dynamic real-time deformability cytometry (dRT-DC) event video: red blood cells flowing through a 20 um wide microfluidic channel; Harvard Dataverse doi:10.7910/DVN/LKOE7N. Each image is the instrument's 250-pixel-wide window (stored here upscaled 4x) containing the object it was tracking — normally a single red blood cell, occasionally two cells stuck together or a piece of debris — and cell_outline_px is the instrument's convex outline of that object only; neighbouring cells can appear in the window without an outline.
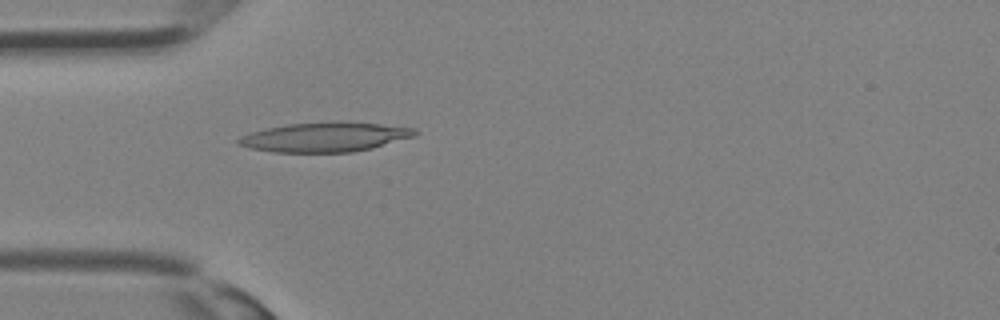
{"species": "Egyptian fruit bat (a non-hibernating species)", "species_latin": "Rousettus aegyptiacus", "temperature_condition": "room temperature", "stored_images_in_passage": 24, "camera_frame_rate_fps": 3000, "um_per_image_px": 0.085, "animal": {"sex": "female"}, "frame": {"image": 1, "passage_image": 1, "time_ms": 0.0, "image_size_px": [1000, 320], "cell_outline_px": [[420, 132], [416, 136], [372, 148], [352, 152], [272, 152], [252, 148], [236, 144], [236, 140], [240, 136], [252, 132], [268, 128], [288, 124], [380, 124], [416, 128]], "centroid_in_image_um": [27.63, 11.69], "position_along_channel_um": 57.4, "area_um2": 29.3}}
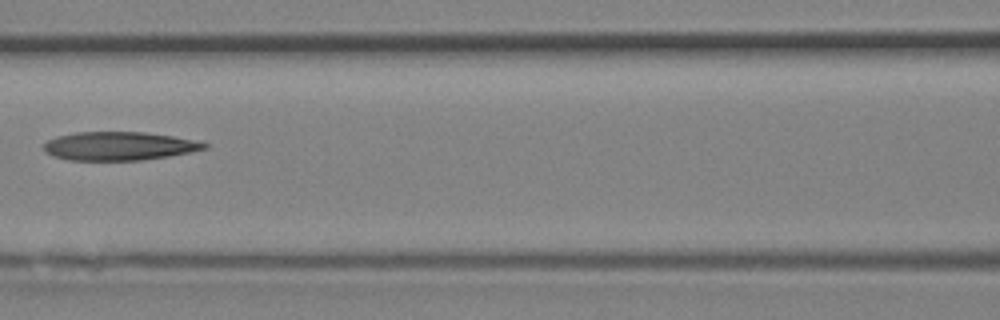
{"frame": {"image": 2, "passage_image": 6, "time_ms": 1.667, "image_size_px": [1000, 320], "cell_outline_px": [[208, 148], [192, 152], [168, 156], [140, 160], [68, 160], [52, 156], [44, 152], [44, 144], [48, 140], [56, 136], [76, 132], [144, 132], [172, 136], [192, 140], [208, 144]], "centroid_in_image_um": [10.08, 12.41], "position_along_channel_um": 156.5, "area_um2": 26.65}}
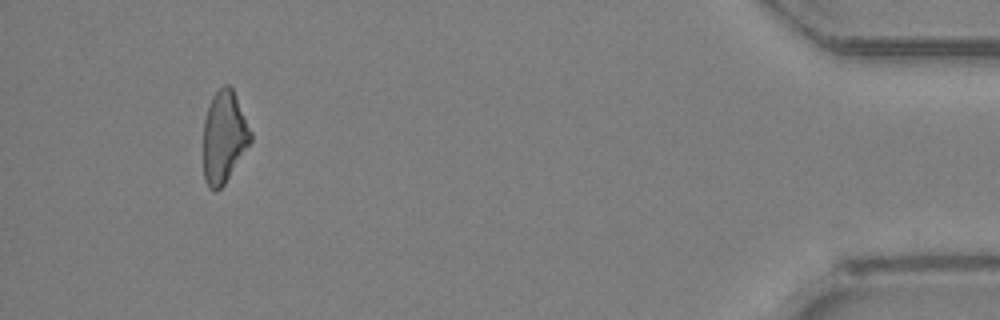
{"frame": {"image": 3, "passage_image": 22, "time_ms": 7.0, "image_size_px": [1000, 320], "cell_outline_px": [[252, 140], [224, 184], [216, 192], [212, 192], [208, 188], [204, 180], [204, 120], [212, 96], [224, 84], [228, 84], [232, 88], [252, 132]], "centroid_in_image_um": [19.03, 11.67], "position_along_channel_um": 416.2, "area_um2": 25.14}}